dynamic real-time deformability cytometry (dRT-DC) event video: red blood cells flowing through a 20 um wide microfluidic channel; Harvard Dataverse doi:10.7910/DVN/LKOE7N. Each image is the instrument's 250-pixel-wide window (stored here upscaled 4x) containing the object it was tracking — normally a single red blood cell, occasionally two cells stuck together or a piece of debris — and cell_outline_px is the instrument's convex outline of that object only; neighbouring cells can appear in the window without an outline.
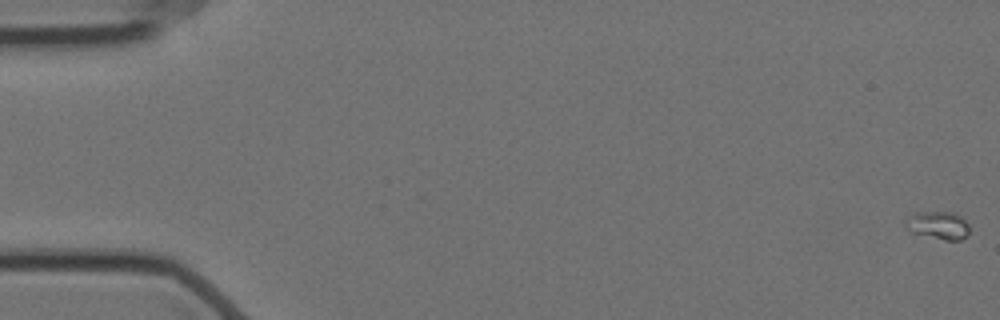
{"species": "Egyptian fruit bat (a non-hibernating species)", "species_latin": "Rousettus aegyptiacus", "temperature_condition": "cold", "stored_images_in_passage": 59, "camera_frame_rate_fps": 3000, "um_per_image_px": 0.085, "animal": {"sex": "female"}, "frame": {"image": 1, "passage_image": 1, "time_ms": 0.0, "image_size_px": [1000, 320], "cell_outline_px": [[968, 236], [960, 240], [944, 240], [908, 232], [904, 224], [916, 212], [956, 212], [968, 224]], "centroid_in_image_um": [79.75, 19.16], "position_along_channel_um": 5.2, "area_um2": 10.4}}